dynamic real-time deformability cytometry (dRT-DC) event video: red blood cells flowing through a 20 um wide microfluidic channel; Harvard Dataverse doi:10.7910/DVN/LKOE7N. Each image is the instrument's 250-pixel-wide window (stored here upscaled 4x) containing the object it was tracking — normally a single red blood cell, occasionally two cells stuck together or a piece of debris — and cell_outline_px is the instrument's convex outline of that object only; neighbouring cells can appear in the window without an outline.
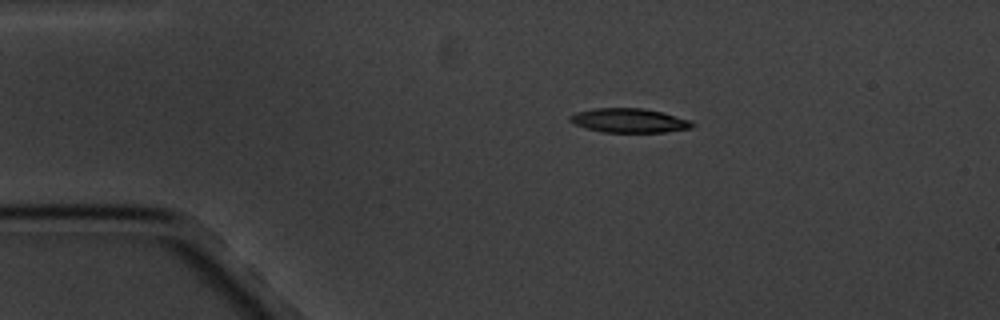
{"species": "common noctule bat (a hibernating species)", "species_latin": "Nyctalus noctula", "temperature_condition": "cold", "stored_images_in_passage": 4, "segment_of_instrument_passage": [1, 2], "camera_frame_rate_fps": 3000, "um_per_image_px": 0.085, "animal": {"sex": "male", "body_mass_g": 20.1, "forearm_length_mm": 53.5}, "frame": {"image": 1, "passage_image": 2, "time_ms": 1.0, "image_size_px": [1000, 320], "cell_outline_px": [[696, 124], [692, 128], [664, 132], [604, 132], [584, 128], [568, 120], [568, 116], [576, 112], [592, 108], [644, 108], [664, 112], [692, 120]], "centroid_in_image_um": [53.5, 10.23], "position_along_channel_um": 31.5, "area_um2": 17.51}}